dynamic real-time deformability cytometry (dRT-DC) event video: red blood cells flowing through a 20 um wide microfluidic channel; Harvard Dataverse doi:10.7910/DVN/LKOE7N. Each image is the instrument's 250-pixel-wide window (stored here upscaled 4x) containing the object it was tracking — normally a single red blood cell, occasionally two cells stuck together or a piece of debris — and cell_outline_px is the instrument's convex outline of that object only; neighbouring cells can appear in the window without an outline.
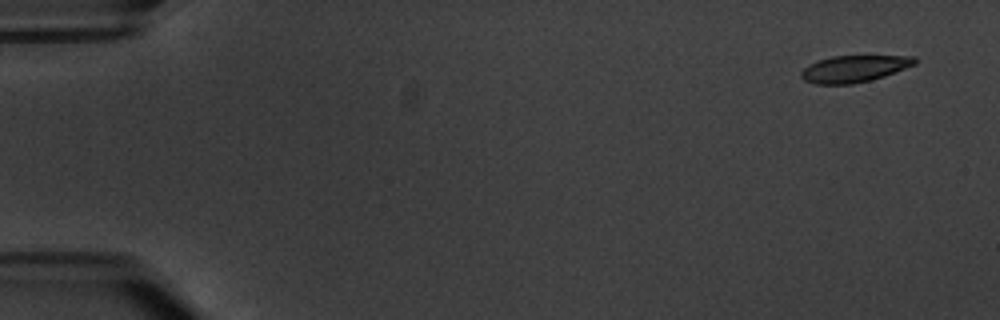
{"species": "common noctule bat (a hibernating species)", "species_latin": "Nyctalus noctula", "temperature_condition": "warm", "stored_images_in_passage": 7, "camera_frame_rate_fps": 3000, "um_per_image_px": 0.085, "animal": {"sex": "male", "body_mass_g": 20.1, "forearm_length_mm": 53.5}, "frame": {"image": 1, "passage_image": 1, "time_ms": 0.0, "image_size_px": [1000, 320], "cell_outline_px": [[916, 64], [884, 76], [852, 84], [816, 84], [804, 80], [800, 76], [800, 72], [808, 64], [832, 56], [916, 56]], "centroid_in_image_um": [72.58, 5.84], "position_along_channel_um": 12.4, "area_um2": 17.57}}